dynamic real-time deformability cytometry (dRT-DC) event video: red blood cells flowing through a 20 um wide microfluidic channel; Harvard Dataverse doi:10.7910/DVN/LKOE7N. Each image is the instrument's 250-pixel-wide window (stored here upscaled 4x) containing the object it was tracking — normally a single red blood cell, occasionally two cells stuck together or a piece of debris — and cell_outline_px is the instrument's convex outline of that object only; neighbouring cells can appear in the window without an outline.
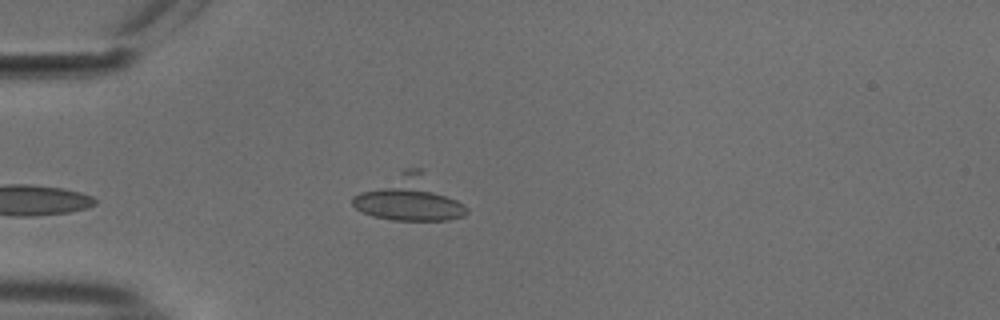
{"species": "common noctule bat (a hibernating species)", "species_latin": "Nyctalus noctula", "temperature_condition": "cold", "stored_images_in_passage": 38, "camera_frame_rate_fps": 3000, "um_per_image_px": 0.085, "animal": {"sex": "male", "body_mass_g": 18.8}, "frame": {"image": 1, "passage_image": 2, "time_ms": 0.333, "image_size_px": [1000, 320], "cell_outline_px": [[468, 212], [464, 216], [448, 220], [392, 220], [372, 216], [356, 208], [352, 204], [352, 196], [404, 168], [420, 168], [464, 204], [468, 208]], "centroid_in_image_um": [34.8, 16.87], "position_along_channel_um": 50.2, "area_um2": 29.48}}
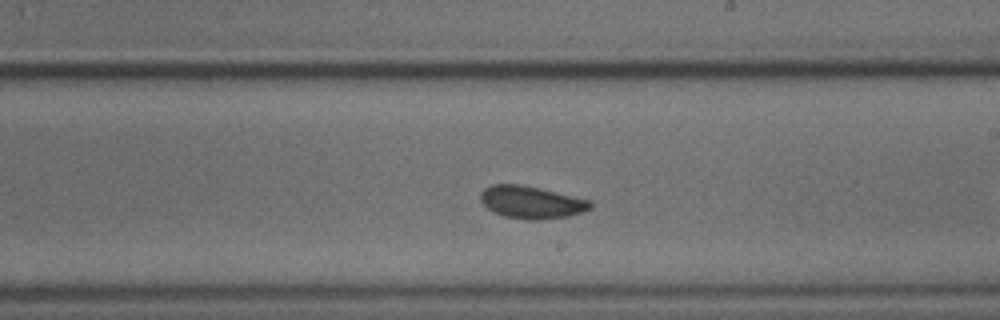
{"frame": {"image": 2, "passage_image": 15, "time_ms": 4.667, "image_size_px": [1000, 320], "cell_outline_px": [[592, 208], [568, 216], [536, 220], [528, 220], [504, 216], [488, 208], [480, 200], [480, 192], [484, 188], [492, 184], [520, 184], [540, 188], [592, 200]], "centroid_in_image_um": [45.17, 17.18], "position_along_channel_um": 243.8, "area_um2": 20.75}}
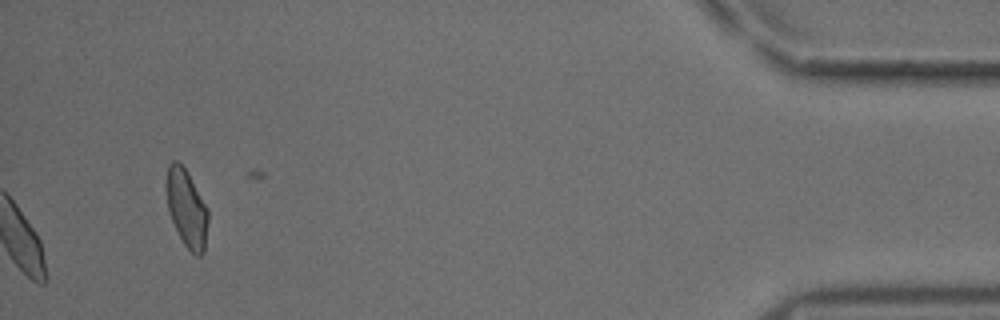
{"frame": {"image": 3, "passage_image": 38, "time_ms": 12.333, "image_size_px": [1000, 320], "cell_outline_px": [[208, 220], [204, 252], [200, 256], [196, 256], [184, 244], [172, 220], [168, 208], [164, 184], [168, 164], [172, 160], [176, 160], [188, 172], [208, 208]], "centroid_in_image_um": [15.85, 17.66], "position_along_channel_um": 419.4, "area_um2": 19.02}, "authors_computed_cell_mechanics": {"area_um2": 20.0855, "velocity_mm_per_s": 3.7157, "shape_relaxation_time_tau1_ms": 4.3848, "shape_relaxation_time_tau2_ms": null, "deformation_change_tau1": 0.053, "deformation_change_tau2": null}}